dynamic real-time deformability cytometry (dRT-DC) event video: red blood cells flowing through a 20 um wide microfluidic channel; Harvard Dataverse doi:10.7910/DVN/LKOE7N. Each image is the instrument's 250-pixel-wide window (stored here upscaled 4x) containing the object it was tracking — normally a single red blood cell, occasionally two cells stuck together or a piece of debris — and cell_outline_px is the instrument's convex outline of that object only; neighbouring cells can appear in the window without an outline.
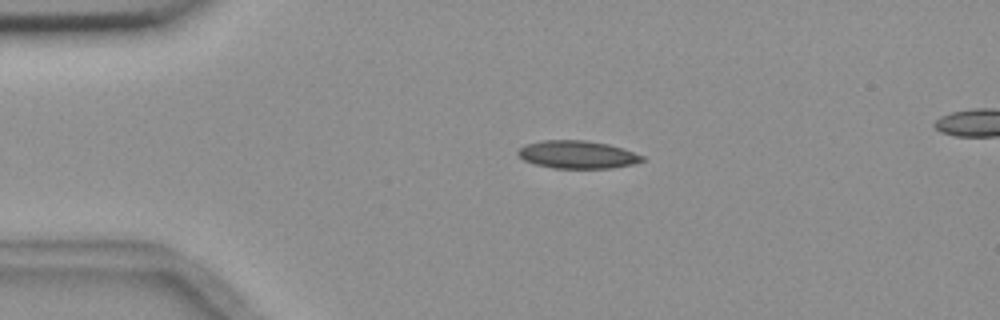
{"species": "common noctule bat (a hibernating species)", "species_latin": "Nyctalus noctula", "temperature_condition": "room temperature", "stored_images_in_passage": 5, "camera_frame_rate_fps": 3000, "um_per_image_px": 0.085, "animal": {"sex": "female", "body_mass_g": 18.4}, "frame": {"image": 1, "passage_image": 3, "time_ms": 2.333, "image_size_px": [1000, 320], "cell_outline_px": [[644, 160], [632, 164], [612, 168], [552, 168], [536, 164], [524, 160], [516, 152], [524, 144], [544, 140], [584, 140], [608, 144], [624, 148], [644, 156]], "centroid_in_image_um": [49.08, 13.13], "position_along_channel_um": 35.9, "area_um2": 20.11}}